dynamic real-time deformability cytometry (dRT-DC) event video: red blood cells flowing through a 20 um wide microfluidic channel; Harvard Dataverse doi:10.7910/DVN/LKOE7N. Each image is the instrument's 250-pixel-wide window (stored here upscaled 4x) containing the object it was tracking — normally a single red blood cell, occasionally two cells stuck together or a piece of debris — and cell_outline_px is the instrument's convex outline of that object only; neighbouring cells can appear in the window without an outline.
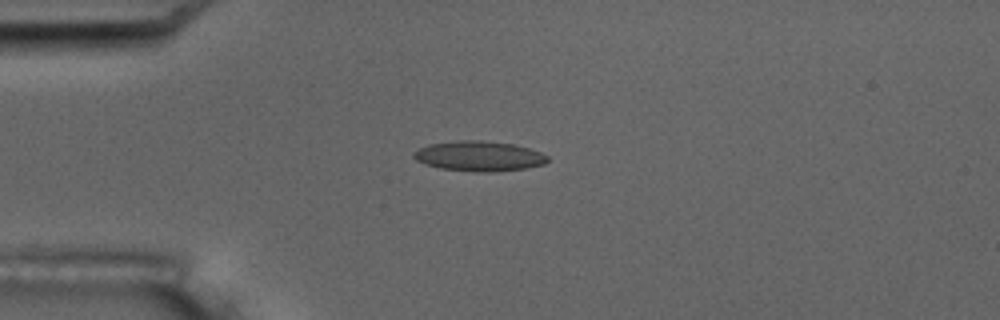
{"species": "common noctule bat (a hibernating species)", "species_latin": "Nyctalus noctula", "temperature_condition": "room temperature", "stored_images_in_passage": 14, "camera_frame_rate_fps": 3000, "um_per_image_px": 0.085, "animal": {"sex": "male", "body_mass_g": 17.5, "forearm_length_mm": 52.3}, "frame": {"image": 1, "passage_image": 3, "time_ms": 3.333, "image_size_px": [1000, 320], "cell_outline_px": [[548, 160], [544, 164], [528, 168], [488, 172], [476, 172], [440, 168], [416, 160], [412, 156], [412, 152], [428, 144], [456, 140], [484, 140], [512, 144], [528, 148], [540, 152], [548, 156]], "centroid_in_image_um": [40.71, 13.26], "position_along_channel_um": 44.3, "area_um2": 23.47}}
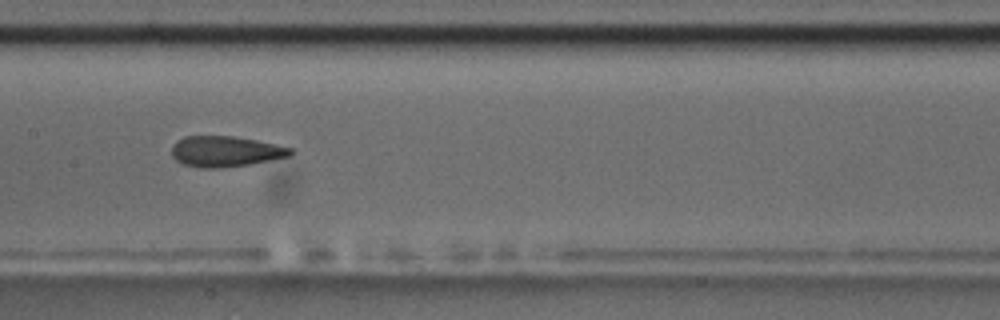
{"frame": {"image": 2, "passage_image": 7, "time_ms": 8.0, "image_size_px": [1000, 320], "cell_outline_px": [[296, 152], [292, 156], [248, 164], [216, 168], [200, 168], [180, 164], [172, 156], [172, 144], [176, 140], [184, 136], [232, 136], [256, 140], [292, 148]], "centroid_in_image_um": [19.14, 12.87], "position_along_channel_um": 188.3, "area_um2": 21.39}, "authors_computed_cell_mechanics": {"area_um2": 22.0507, "velocity_mm_per_s": 3.5049, "shape_relaxation_time_tau1_ms": 6.3351, "shape_relaxation_time_tau2_ms": 1.8821, "deformation_change_tau1": 0.1602, "deformation_change_tau2": 0.0743}}